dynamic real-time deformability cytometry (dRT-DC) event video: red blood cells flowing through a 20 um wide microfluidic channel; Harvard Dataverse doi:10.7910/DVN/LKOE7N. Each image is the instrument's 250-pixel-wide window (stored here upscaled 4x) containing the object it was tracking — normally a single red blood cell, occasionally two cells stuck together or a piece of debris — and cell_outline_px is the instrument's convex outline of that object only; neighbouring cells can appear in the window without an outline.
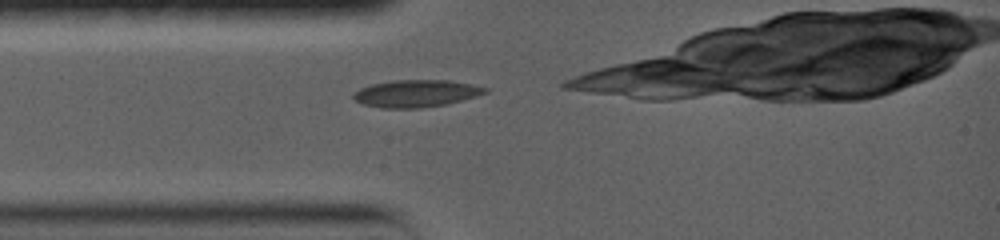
{"species": "common noctule bat (a hibernating species)", "species_latin": "Nyctalus noctula", "temperature_condition": "warm", "stored_images_in_passage": 1, "camera_frame_rate_fps": 5000, "um_per_image_px": 0.085, "animal": {"sex": "female", "body_mass_g": 19.0, "forearm_length_mm": 56.7}, "frame": {"image": 1, "passage_image": 1, "time_ms": 0.0, "image_size_px": [1000, 240], "cell_outline_px": [[488, 92], [476, 96], [448, 104], [420, 108], [384, 108], [364, 104], [356, 100], [352, 96], [352, 92], [360, 88], [372, 84], [392, 80], [448, 80], [472, 84], [488, 88]], "centroid_in_image_um": [35.37, 7.94], "position_along_channel_um": 49.6, "area_um2": 20.92}}